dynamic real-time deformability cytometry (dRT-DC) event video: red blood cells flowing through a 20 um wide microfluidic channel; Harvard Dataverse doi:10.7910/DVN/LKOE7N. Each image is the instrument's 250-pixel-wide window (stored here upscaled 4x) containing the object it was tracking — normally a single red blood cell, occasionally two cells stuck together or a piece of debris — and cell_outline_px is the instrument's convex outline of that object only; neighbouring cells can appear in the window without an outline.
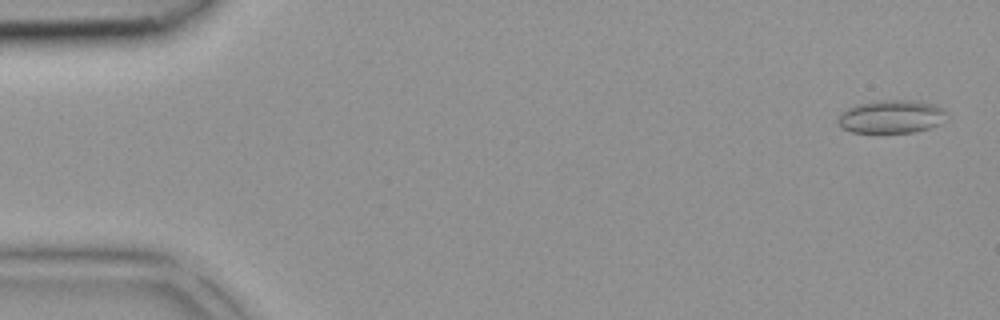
{"species": "common noctule bat (a hibernating species)", "species_latin": "Nyctalus noctula", "temperature_condition": "room temperature", "stored_images_in_passage": 9, "camera_frame_rate_fps": 3000, "um_per_image_px": 0.085, "animal": {"sex": "female", "body_mass_g": 18.4}, "frame": {"image": 1, "passage_image": 2, "time_ms": 0.333, "image_size_px": [1000, 320], "cell_outline_px": [[948, 120], [940, 124], [928, 128], [912, 132], [852, 132], [840, 128], [836, 124], [836, 120], [840, 112], [856, 104], [876, 100], [920, 100], [936, 104], [944, 108], [948, 112]], "centroid_in_image_um": [75.79, 9.89], "position_along_channel_um": 9.2, "area_um2": 21.68}}